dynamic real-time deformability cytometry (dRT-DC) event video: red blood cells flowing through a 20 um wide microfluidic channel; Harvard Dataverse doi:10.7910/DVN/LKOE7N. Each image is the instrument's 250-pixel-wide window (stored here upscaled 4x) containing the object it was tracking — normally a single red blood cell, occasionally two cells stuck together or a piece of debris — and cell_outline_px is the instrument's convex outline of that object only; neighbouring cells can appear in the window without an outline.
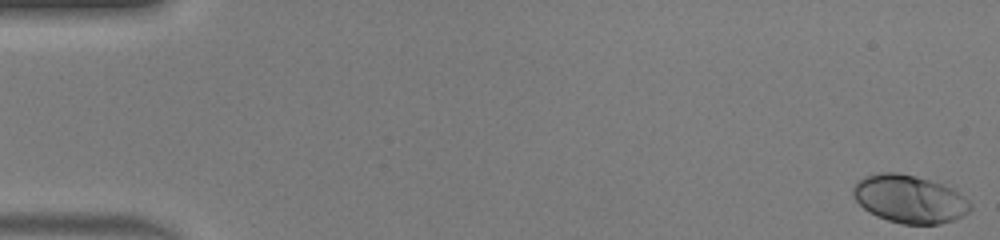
{"species": "human", "species_latin": "Homo sapiens", "temperature_condition": "warm", "stored_images_in_passage": 50, "camera_frame_rate_fps": 3000, "um_per_image_px": 0.085, "donor": {"sex": "male"}, "frame": {"image": 1, "passage_image": 1, "time_ms": 0.0, "image_size_px": [1000, 240], "cell_outline_px": [[972, 208], [968, 212], [952, 220], [940, 224], [900, 224], [876, 216], [868, 212], [852, 196], [852, 188], [864, 176], [880, 172], [896, 172], [916, 176], [944, 184], [952, 188], [964, 196], [972, 204]], "centroid_in_image_um": [77.3, 16.91], "position_along_channel_um": 7.7, "area_um2": 32.83}}
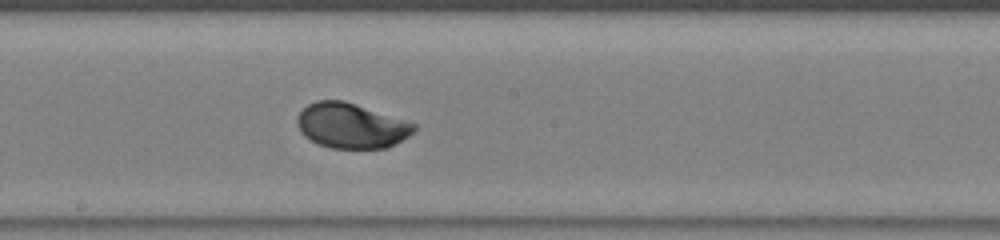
{"frame": {"image": 2, "passage_image": 28, "time_ms": 9.0, "image_size_px": [1000, 240], "cell_outline_px": [[416, 128], [408, 136], [388, 148], [332, 148], [320, 144], [304, 136], [300, 132], [296, 124], [296, 120], [300, 112], [308, 104], [316, 100], [344, 100], [416, 124]], "centroid_in_image_um": [29.82, 10.68], "position_along_channel_um": 218.4, "area_um2": 30.46}}
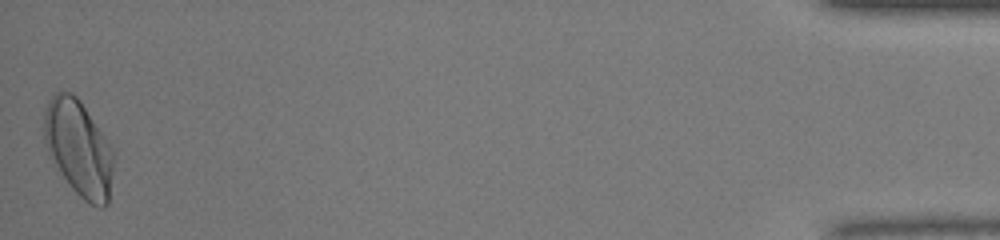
{"frame": {"image": 3, "passage_image": 50, "time_ms": 16.333, "image_size_px": [1000, 240], "cell_outline_px": [[116, 152], [108, 204], [104, 208], [100, 208], [84, 200], [72, 188], [56, 164], [44, 140], [44, 108], [48, 100], [56, 92], [72, 92], [80, 100], [112, 144]], "centroid_in_image_um": [6.75, 12.57], "position_along_channel_um": 428.5, "area_um2": 38.96}, "authors_computed_cell_mechanics": {"area_um2": 30.923, "velocity_mm_per_s": 4.1428, "shape_relaxation_time_tau1_ms": 1.9243, "shape_relaxation_time_tau2_ms": null, "deformation_change_tau1": 0.1373, "deformation_change_tau2": null}}